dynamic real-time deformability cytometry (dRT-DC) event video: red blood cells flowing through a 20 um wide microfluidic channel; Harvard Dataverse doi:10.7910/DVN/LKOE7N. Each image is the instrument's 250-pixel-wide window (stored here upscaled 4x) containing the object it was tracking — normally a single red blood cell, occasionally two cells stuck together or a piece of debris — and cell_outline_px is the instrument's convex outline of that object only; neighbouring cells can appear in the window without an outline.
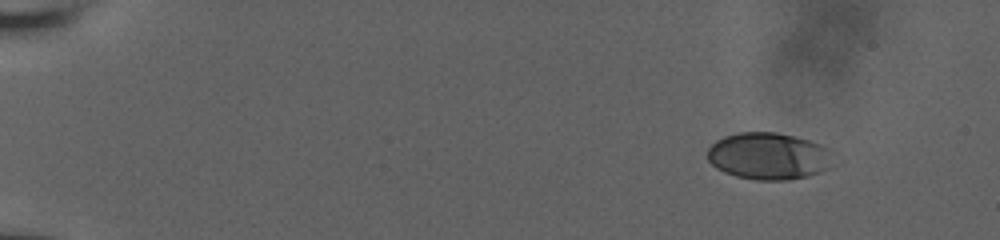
{"species": "human", "species_latin": "Homo sapiens", "temperature_condition": "room temperature", "stored_images_in_passage": 50, "camera_frame_rate_fps": 3000, "um_per_image_px": 0.085, "donor": {"sex": "male"}, "frame": {"image": 1, "passage_image": 1, "time_ms": 0.0, "image_size_px": [1000, 240], "cell_outline_px": [[828, 168], [820, 172], [808, 176], [788, 180], [756, 180], [736, 176], [724, 172], [716, 168], [708, 160], [708, 148], [716, 140], [724, 136], [740, 132], [776, 132], [808, 140], [820, 144], [828, 148]], "centroid_in_image_um": [65.26, 13.27], "position_along_channel_um": 19.7, "area_um2": 34.04}}
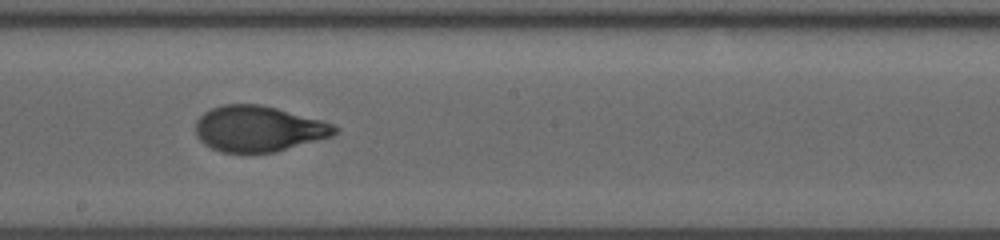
{"frame": {"image": 2, "passage_image": 28, "time_ms": 9.0, "image_size_px": [1000, 240], "cell_outline_px": [[340, 128], [332, 136], [276, 152], [224, 152], [212, 148], [204, 144], [196, 136], [196, 120], [204, 112], [212, 108], [224, 104], [260, 104], [276, 108], [320, 120], [332, 124]], "centroid_in_image_um": [21.95, 10.94], "position_along_channel_um": 226.2, "area_um2": 36.88}}
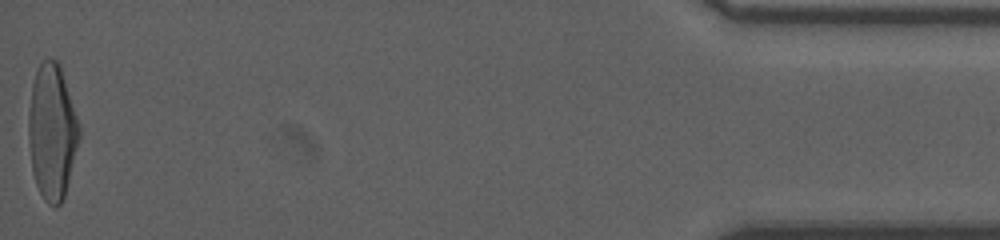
{"frame": {"image": 3, "passage_image": 50, "time_ms": 16.333, "image_size_px": [1000, 240], "cell_outline_px": [[80, 136], [64, 196], [60, 204], [56, 208], [48, 204], [44, 200], [36, 184], [32, 172], [28, 140], [28, 112], [32, 84], [36, 68], [44, 56], [48, 56], [56, 60], [60, 64], [80, 124]], "centroid_in_image_um": [4.41, 11.14], "position_along_channel_um": 430.8, "area_um2": 40.46}, "authors_computed_cell_mechanics": {"area_um2": 37.1654, "velocity_mm_per_s": 3.9429, "shape_relaxation_time_tau1_ms": 6.0006, "shape_relaxation_time_tau2_ms": 0.7581, "deformation_change_tau1": 0.2536, "deformation_change_tau2": 0.0612}}